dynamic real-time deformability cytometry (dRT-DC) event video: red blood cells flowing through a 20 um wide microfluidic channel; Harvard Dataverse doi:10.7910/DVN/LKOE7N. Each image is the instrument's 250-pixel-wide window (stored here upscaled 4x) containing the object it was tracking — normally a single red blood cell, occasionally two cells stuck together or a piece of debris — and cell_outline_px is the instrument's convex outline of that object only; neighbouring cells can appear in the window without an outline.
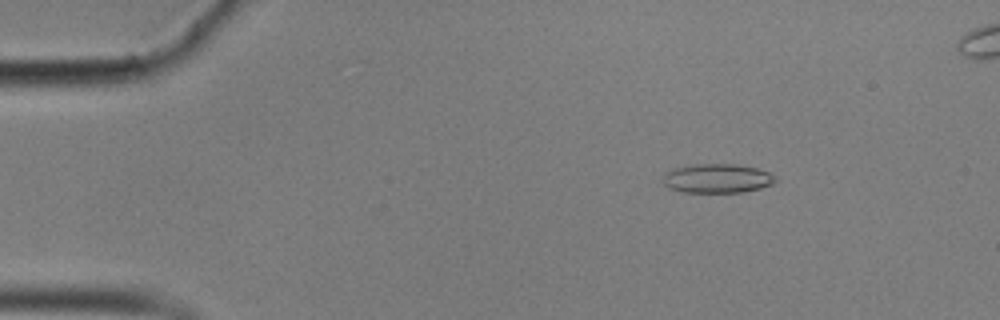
{"species": "common noctule bat (a hibernating species)", "species_latin": "Nyctalus noctula", "temperature_condition": "cold", "stored_images_in_passage": 11, "camera_frame_rate_fps": 3000, "um_per_image_px": 0.085, "animal": {"sex": "male", "body_mass_g": 17.9}, "frame": {"image": 1, "passage_image": 5, "time_ms": 1.333, "image_size_px": [1000, 320], "cell_outline_px": [[764, 184], [752, 188], [728, 192], [700, 192], [680, 188], [692, 168], [748, 168], [760, 172]], "centroid_in_image_um": [61.36, 15.28], "position_along_channel_um": 23.6, "area_um2": 12.08}}